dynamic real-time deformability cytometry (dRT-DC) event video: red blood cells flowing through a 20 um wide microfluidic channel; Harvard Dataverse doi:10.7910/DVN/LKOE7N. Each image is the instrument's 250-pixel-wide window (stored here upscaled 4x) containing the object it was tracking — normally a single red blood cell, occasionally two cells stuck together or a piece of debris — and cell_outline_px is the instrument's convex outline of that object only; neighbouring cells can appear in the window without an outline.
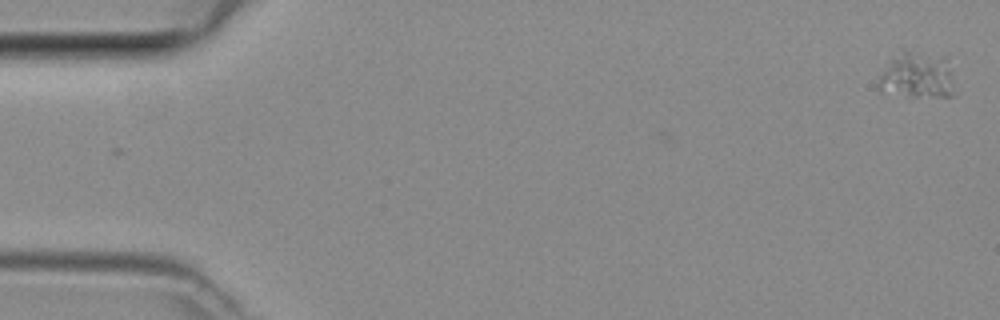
{"species": "common noctule bat (a hibernating species)", "species_latin": "Nyctalus noctula", "temperature_condition": "room temperature", "stored_images_in_passage": 2, "camera_frame_rate_fps": 3000, "um_per_image_px": 0.085, "animal": {"sex": "female", "body_mass_g": 29.2, "forearm_length_mm": 56.3}, "frame": {"image": 1, "passage_image": 2, "time_ms": 0.333, "image_size_px": [1000, 320], "cell_outline_px": [[956, 96], [912, 96], [880, 92], [876, 88], [876, 84], [880, 76], [892, 56], [904, 48], [944, 56], [948, 68]], "centroid_in_image_um": [77.89, 6.39], "position_along_channel_um": 7.1, "area_um2": 20.75}}